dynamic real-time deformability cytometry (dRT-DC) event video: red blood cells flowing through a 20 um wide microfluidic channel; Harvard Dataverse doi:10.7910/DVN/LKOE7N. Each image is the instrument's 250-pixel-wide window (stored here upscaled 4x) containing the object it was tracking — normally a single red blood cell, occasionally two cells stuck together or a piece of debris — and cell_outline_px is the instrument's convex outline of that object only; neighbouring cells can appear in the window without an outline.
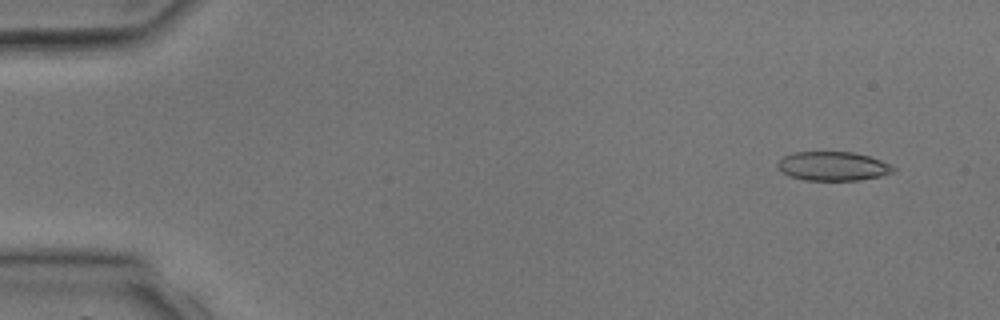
{"species": "common noctule bat (a hibernating species)", "species_latin": "Nyctalus noctula", "temperature_condition": "room temperature", "stored_images_in_passage": 5, "camera_frame_rate_fps": 3000, "um_per_image_px": 0.085, "animal": {"sex": "male", "body_mass_g": 17.9, "forearm_length_mm": 54.2}, "frame": {"image": 1, "passage_image": 5, "time_ms": 5.333, "image_size_px": [1000, 320], "cell_outline_px": [[896, 168], [892, 172], [880, 176], [860, 180], [804, 180], [792, 176], [784, 172], [776, 164], [784, 156], [796, 152], [852, 152], [868, 156], [880, 160]], "centroid_in_image_um": [70.81, 14.12], "position_along_channel_um": 14.2, "area_um2": 19.19}}